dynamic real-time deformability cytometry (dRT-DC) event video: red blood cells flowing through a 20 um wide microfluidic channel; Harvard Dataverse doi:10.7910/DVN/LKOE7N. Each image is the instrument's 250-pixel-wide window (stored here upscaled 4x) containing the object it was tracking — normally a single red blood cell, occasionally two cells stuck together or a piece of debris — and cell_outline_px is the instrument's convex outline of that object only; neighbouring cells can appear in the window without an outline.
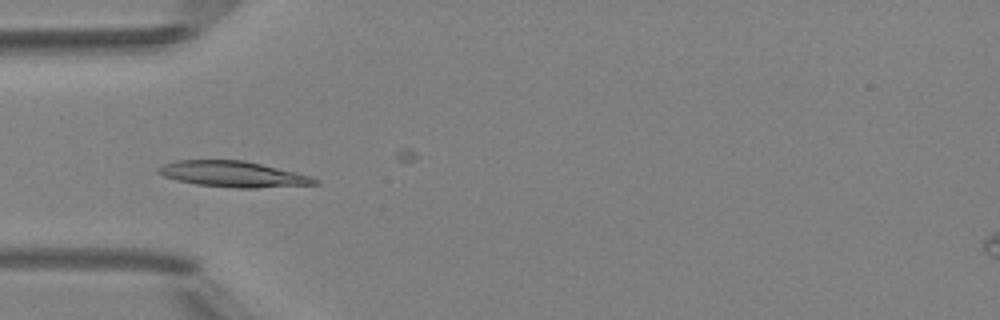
{"species": "Egyptian fruit bat (a non-hibernating species)", "species_latin": "Rousettus aegyptiacus", "temperature_condition": "room temperature", "stored_images_in_passage": 50, "camera_frame_rate_fps": 3000, "um_per_image_px": 0.085, "animal": {"sex": "female"}, "frame": {"image": 1, "passage_image": 15, "time_ms": 4.667, "image_size_px": [1000, 320], "cell_outline_px": [[320, 184], [256, 188], [236, 188], [196, 184], [176, 180], [164, 176], [156, 172], [156, 168], [164, 164], [176, 160], [244, 160], [312, 176], [320, 180]], "centroid_in_image_um": [19.82, 14.8], "position_along_channel_um": 65.2, "area_um2": 23.64}}
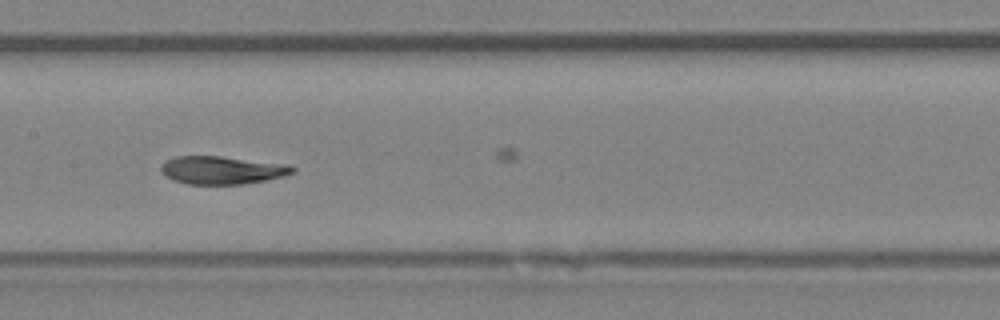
{"frame": {"image": 2, "passage_image": 24, "time_ms": 7.667, "image_size_px": [1000, 320], "cell_outline_px": [[296, 168], [292, 172], [284, 176], [264, 180], [240, 184], [188, 184], [172, 180], [164, 176], [160, 168], [168, 160], [176, 156], [220, 156], [288, 164]], "centroid_in_image_um": [18.86, 14.46], "position_along_channel_um": 188.5, "area_um2": 21.27}}
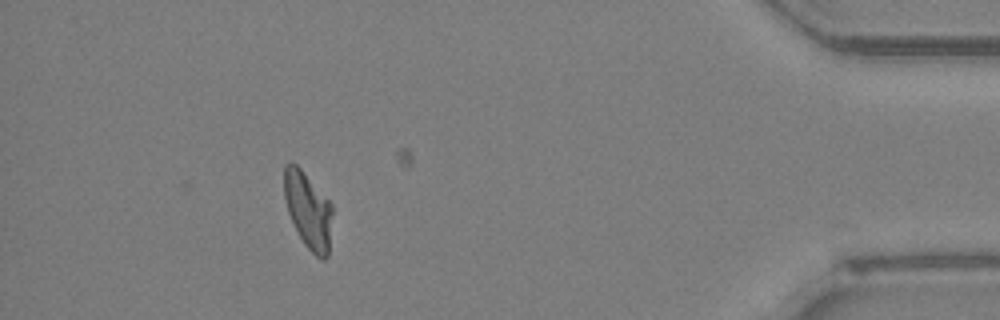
{"frame": {"image": 3, "passage_image": 44, "time_ms": 14.333, "image_size_px": [1000, 320], "cell_outline_px": [[332, 212], [328, 256], [324, 260], [320, 260], [304, 244], [288, 212], [284, 196], [284, 164], [296, 164], [300, 168], [332, 204]], "centroid_in_image_um": [26.19, 17.89], "position_along_channel_um": 409.0, "area_um2": 21.1}, "authors_computed_cell_mechanics": {"area_um2": 21.7617, "velocity_mm_per_s": 4.148, "shape_relaxation_time_tau1_ms": 2.775, "shape_relaxation_time_tau2_ms": 1.5356, "deformation_change_tau1": 0.1445, "deformation_change_tau2": 0.0756}}